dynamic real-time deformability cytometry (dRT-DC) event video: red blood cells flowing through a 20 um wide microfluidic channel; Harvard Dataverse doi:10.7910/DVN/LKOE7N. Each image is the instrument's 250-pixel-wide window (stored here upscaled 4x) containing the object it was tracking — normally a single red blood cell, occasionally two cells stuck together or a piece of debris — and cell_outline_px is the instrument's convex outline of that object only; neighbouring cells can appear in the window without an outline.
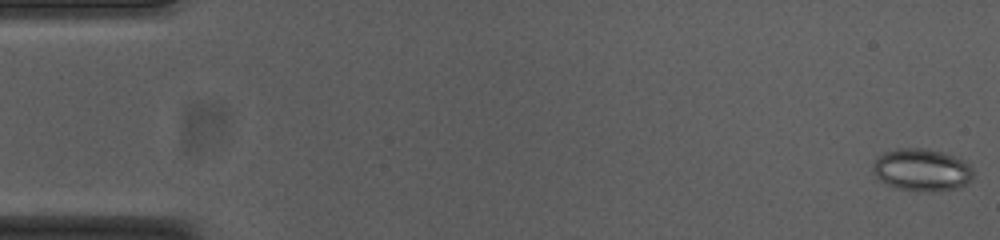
{"species": "common noctule bat (a hibernating species)", "species_latin": "Nyctalus noctula", "temperature_condition": "cold", "stored_images_in_passage": 54, "camera_frame_rate_fps": 3000, "um_per_image_px": 0.085, "animal": {"sex": "female", "body_mass_g": 23.0, "forearm_length_mm": 53.4}, "frame": {"image": 1, "passage_image": 1, "time_ms": 0.0, "image_size_px": [1000, 240], "cell_outline_px": [[972, 176], [960, 188], [896, 188], [880, 180], [876, 176], [872, 168], [872, 164], [884, 152], [896, 148], [928, 148], [944, 152], [964, 160], [972, 168]], "centroid_in_image_um": [78.33, 14.36], "position_along_channel_um": 6.7, "area_um2": 23.81}}
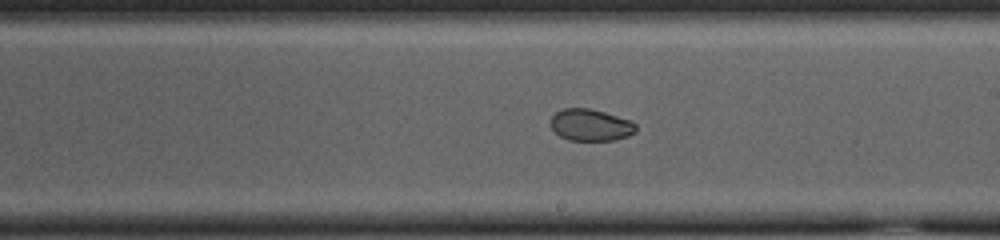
{"frame": {"image": 2, "passage_image": 31, "time_ms": 10.0, "image_size_px": [1000, 240], "cell_outline_px": [[636, 132], [628, 136], [616, 140], [568, 140], [560, 136], [548, 124], [552, 116], [556, 112], [564, 108], [588, 108], [604, 112], [632, 120], [636, 124]], "centroid_in_image_um": [50.21, 10.62], "position_along_channel_um": 238.8, "area_um2": 15.95}}
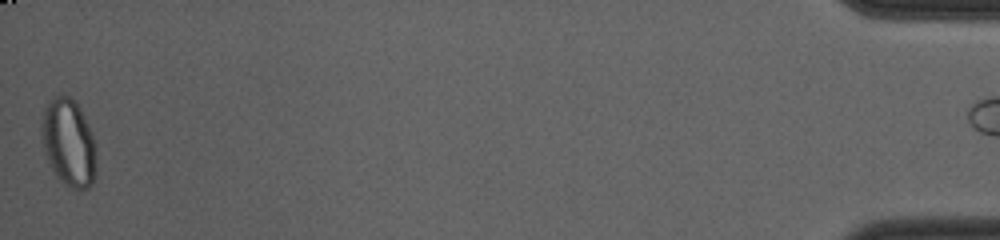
{"frame": {"image": 3, "passage_image": 54, "time_ms": 17.667, "image_size_px": [1000, 240], "cell_outline_px": [[96, 160], [92, 184], [88, 188], [72, 188], [60, 180], [56, 176], [44, 152], [40, 132], [40, 124], [44, 108], [56, 96], [64, 92], [80, 108], [92, 132], [96, 144]], "centroid_in_image_um": [5.82, 12.1], "position_along_channel_um": 429.4, "area_um2": 27.92}, "authors_computed_cell_mechanics": {"area_um2": 21.9062, "velocity_mm_per_s": 3.7618, "shape_relaxation_time_tau1_ms": null, "shape_relaxation_time_tau2_ms": 1.7321, "deformation_change_tau1": null, "deformation_change_tau2": 0.038}}